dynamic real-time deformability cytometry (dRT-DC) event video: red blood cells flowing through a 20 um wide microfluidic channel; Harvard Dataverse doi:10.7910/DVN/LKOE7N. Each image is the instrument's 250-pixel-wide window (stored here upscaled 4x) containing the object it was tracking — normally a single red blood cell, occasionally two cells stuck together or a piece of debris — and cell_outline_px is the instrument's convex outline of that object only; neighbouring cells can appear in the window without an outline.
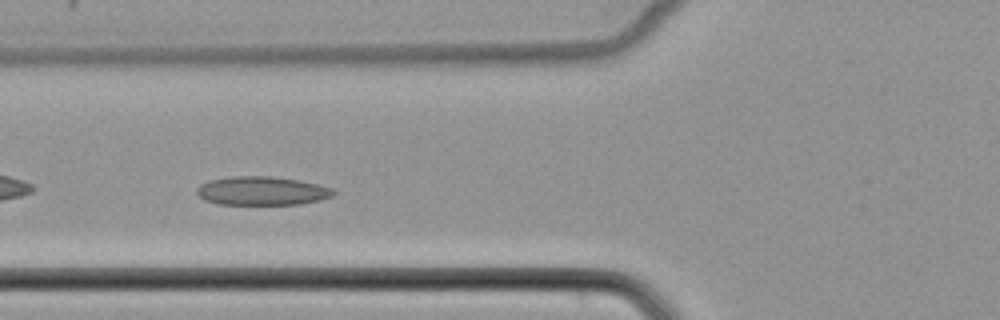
{"species": "common noctule bat (a hibernating species)", "species_latin": "Nyctalus noctula", "temperature_condition": "cold", "stored_images_in_passage": 47, "camera_frame_rate_fps": 3000, "um_per_image_px": 0.085, "animal": {"sex": "female", "body_mass_g": 22.7, "forearm_length_mm": 54.2}, "frame": {"image": 1, "passage_image": 15, "time_ms": 4.667, "image_size_px": [1000, 320], "cell_outline_px": [[336, 192], [332, 196], [320, 200], [300, 204], [216, 204], [204, 200], [196, 192], [196, 188], [200, 184], [208, 180], [232, 176], [272, 176], [300, 180], [332, 188]], "centroid_in_image_um": [22.24, 16.22], "position_along_channel_um": 103.6, "area_um2": 22.95}}
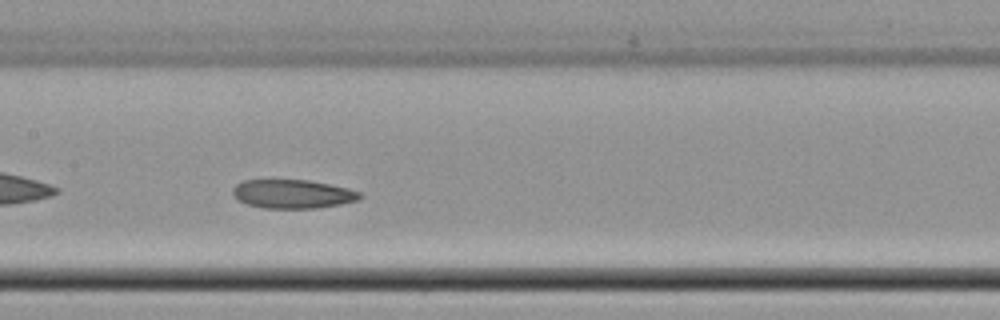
{"frame": {"image": 2, "passage_image": 21, "time_ms": 6.667, "image_size_px": [1000, 320], "cell_outline_px": [[364, 196], [360, 200], [340, 204], [316, 208], [264, 208], [248, 204], [240, 200], [232, 192], [232, 188], [236, 184], [244, 180], [272, 176], [308, 180], [348, 188], [360, 192]], "centroid_in_image_um": [24.85, 16.43], "position_along_channel_um": 182.5, "area_um2": 22.14}}
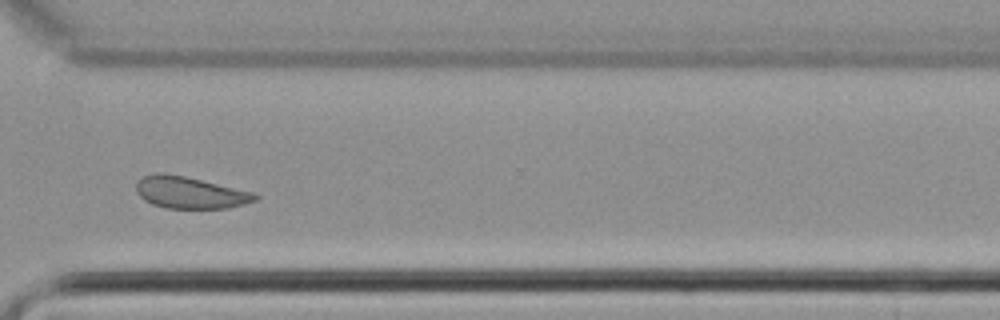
{"frame": {"image": 3, "passage_image": 34, "time_ms": 11.0, "image_size_px": [1000, 320], "cell_outline_px": [[260, 196], [256, 200], [228, 208], [168, 208], [152, 204], [144, 200], [136, 192], [136, 180], [152, 172], [164, 172], [184, 176], [256, 192]], "centroid_in_image_um": [16.13, 16.35], "position_along_channel_um": 354.5, "area_um2": 22.25}}